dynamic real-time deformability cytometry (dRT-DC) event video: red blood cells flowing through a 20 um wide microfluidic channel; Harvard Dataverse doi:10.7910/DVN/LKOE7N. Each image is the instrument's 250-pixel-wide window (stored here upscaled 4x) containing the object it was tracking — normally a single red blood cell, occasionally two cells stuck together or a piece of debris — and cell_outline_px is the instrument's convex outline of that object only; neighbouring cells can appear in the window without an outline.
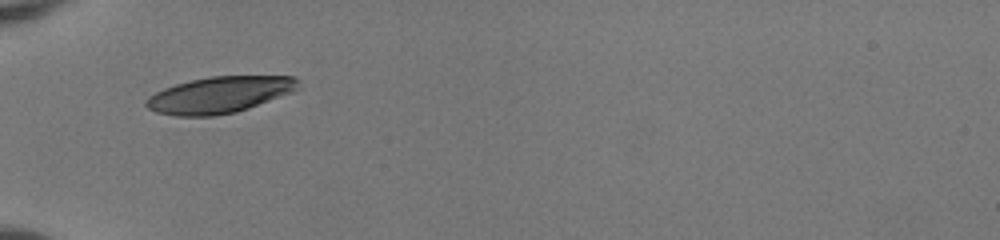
{"species": "human", "species_latin": "Homo sapiens", "temperature_condition": "room temperature", "stored_images_in_passage": 34, "camera_frame_rate_fps": 3000, "um_per_image_px": 0.085, "donor": {"sex": "female"}, "frame": {"image": 1, "passage_image": 1, "time_ms": 0.0, "image_size_px": [1000, 240], "cell_outline_px": [[300, 88], [292, 92], [248, 108], [236, 112], [212, 116], [176, 116], [156, 112], [148, 108], [144, 104], [144, 100], [148, 96], [164, 88], [176, 84], [192, 80], [212, 76], [292, 76], [300, 80]], "centroid_in_image_um": [18.66, 8.06], "position_along_channel_um": 66.3, "area_um2": 32.25}}
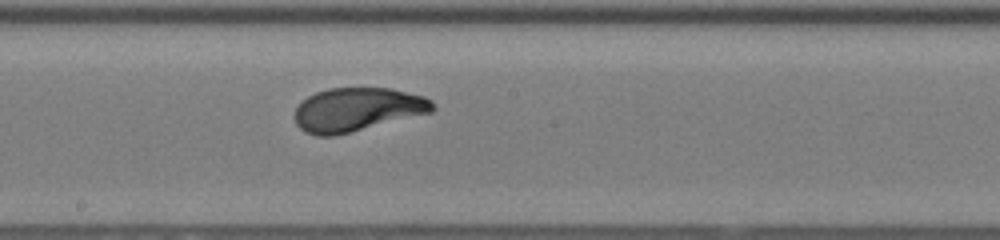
{"frame": {"image": 2, "passage_image": 13, "time_ms": 4.0, "image_size_px": [1000, 240], "cell_outline_px": [[436, 108], [432, 112], [336, 136], [316, 136], [304, 132], [296, 124], [292, 116], [296, 108], [308, 96], [316, 92], [328, 88], [392, 88], [424, 96], [432, 100]], "centroid_in_image_um": [30.35, 9.32], "position_along_channel_um": 217.8, "area_um2": 35.37}}
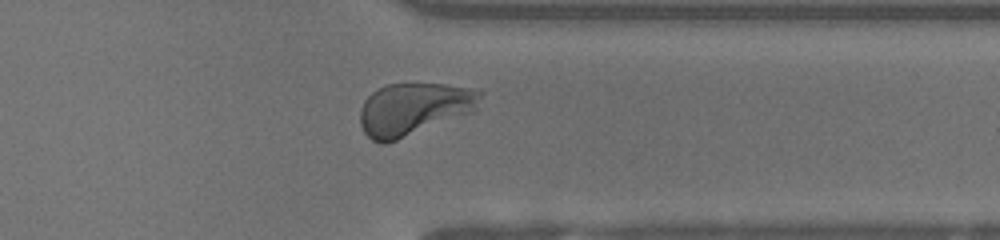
{"frame": {"image": 3, "passage_image": 25, "time_ms": 8.0, "image_size_px": [1000, 240], "cell_outline_px": [[484, 92], [476, 108], [472, 112], [396, 140], [384, 144], [380, 144], [372, 140], [364, 132], [360, 124], [360, 108], [364, 100], [372, 92], [388, 84], [444, 84], [480, 88]], "centroid_in_image_um": [35.19, 9.24], "position_along_channel_um": 376.2, "area_um2": 36.7}, "authors_computed_cell_mechanics": {"area_um2": 35.1424, "velocity_mm_per_s": 3.9602, "shape_relaxation_time_tau1_ms": 2.7398, "shape_relaxation_time_tau2_ms": null, "deformation_change_tau1": 0.1564, "deformation_change_tau2": null}}